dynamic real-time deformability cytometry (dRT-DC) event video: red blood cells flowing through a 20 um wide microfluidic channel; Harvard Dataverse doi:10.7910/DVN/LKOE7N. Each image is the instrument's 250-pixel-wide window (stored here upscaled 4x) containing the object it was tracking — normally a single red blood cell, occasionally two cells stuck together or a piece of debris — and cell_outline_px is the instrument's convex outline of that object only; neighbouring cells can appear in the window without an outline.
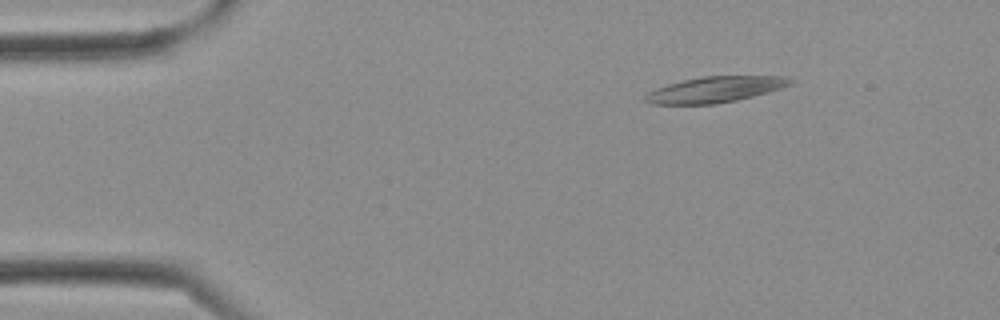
{"species": "Egyptian fruit bat (a non-hibernating species)", "species_latin": "Rousettus aegyptiacus", "temperature_condition": "cold", "stored_images_in_passage": 2, "camera_frame_rate_fps": 3000, "um_per_image_px": 0.085, "frame": {"image": 1, "passage_image": 1, "time_ms": 0.0, "image_size_px": [1000, 320], "cell_outline_px": [[796, 80], [792, 84], [768, 92], [736, 100], [716, 104], [652, 104], [644, 100], [644, 96], [648, 92], [656, 88], [668, 84], [684, 80], [704, 76], [788, 76]], "centroid_in_image_um": [60.81, 7.6], "position_along_channel_um": 24.2, "area_um2": 21.79}}